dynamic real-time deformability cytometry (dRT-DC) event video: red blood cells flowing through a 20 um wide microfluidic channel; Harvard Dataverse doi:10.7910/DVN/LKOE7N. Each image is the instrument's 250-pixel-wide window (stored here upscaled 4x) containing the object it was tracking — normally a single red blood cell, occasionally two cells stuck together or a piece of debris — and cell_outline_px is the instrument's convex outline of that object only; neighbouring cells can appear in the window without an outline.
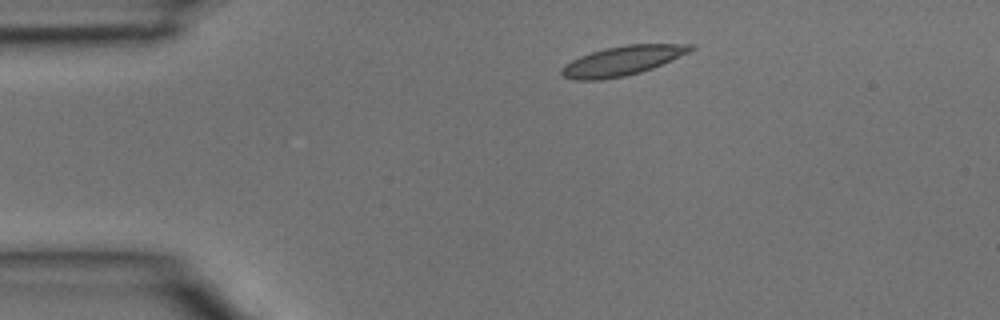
{"species": "common noctule bat (a hibernating species)", "species_latin": "Nyctalus noctula", "temperature_condition": "room temperature", "stored_images_in_passage": 1, "camera_frame_rate_fps": 3000, "um_per_image_px": 0.085, "animal": {"sex": "male", "body_mass_g": 15.6}, "frame": {"image": 1, "passage_image": 1, "time_ms": 0.0, "image_size_px": [1000, 320], "cell_outline_px": [[696, 48], [688, 52], [652, 68], [640, 72], [624, 76], [600, 80], [576, 80], [564, 76], [560, 72], [560, 68], [564, 64], [580, 56], [604, 48], [628, 44], [696, 44]], "centroid_in_image_um": [52.88, 5.16], "position_along_channel_um": 32.1, "area_um2": 21.96}}